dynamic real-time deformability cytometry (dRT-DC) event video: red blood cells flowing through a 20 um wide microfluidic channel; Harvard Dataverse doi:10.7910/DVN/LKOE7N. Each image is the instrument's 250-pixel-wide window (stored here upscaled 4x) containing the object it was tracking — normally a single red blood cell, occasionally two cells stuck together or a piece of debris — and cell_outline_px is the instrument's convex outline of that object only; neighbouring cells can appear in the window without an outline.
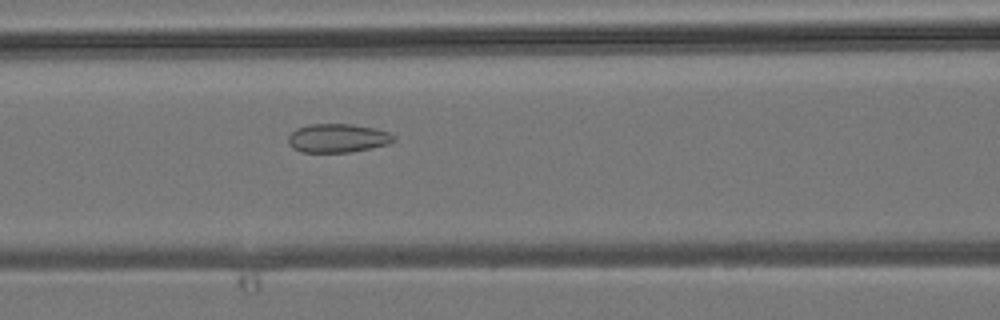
{"species": "common noctule bat (a hibernating species)", "species_latin": "Nyctalus noctula", "temperature_condition": "room temperature", "stored_images_in_passage": 31, "camera_frame_rate_fps": 3000, "um_per_image_px": 0.085, "animal": {"sex": "male", "body_mass_g": 19.2, "forearm_length_mm": 51.8}, "frame": {"image": 1, "passage_image": 8, "time_ms": 2.333, "image_size_px": [1000, 320], "cell_outline_px": [[396, 140], [388, 144], [372, 148], [348, 152], [300, 152], [292, 148], [288, 144], [288, 136], [296, 128], [308, 124], [352, 124], [392, 132], [396, 136]], "centroid_in_image_um": [28.71, 11.74], "position_along_channel_um": 137.9, "area_um2": 17.86}}
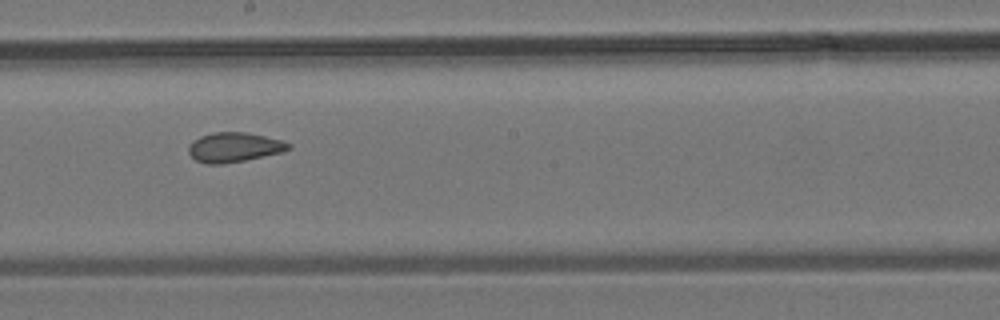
{"frame": {"image": 2, "passage_image": 14, "time_ms": 4.333, "image_size_px": [1000, 320], "cell_outline_px": [[292, 148], [280, 152], [244, 160], [224, 164], [208, 164], [196, 160], [188, 152], [188, 148], [192, 140], [200, 136], [212, 132], [244, 132], [284, 140], [292, 144]], "centroid_in_image_um": [19.9, 12.51], "position_along_channel_um": 228.3, "area_um2": 17.22}}
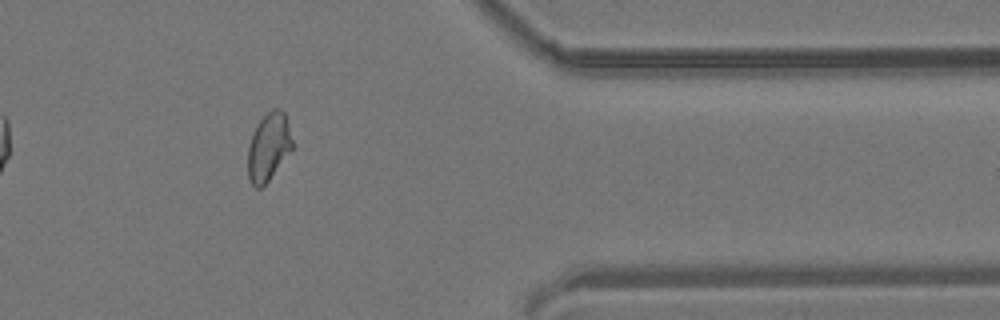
{"frame": {"image": 3, "passage_image": 26, "time_ms": 8.333, "image_size_px": [1000, 320], "cell_outline_px": [[292, 148], [268, 180], [260, 188], [256, 188], [252, 184], [248, 176], [248, 144], [260, 120], [272, 108], [280, 108], [284, 112], [288, 124], [292, 140]], "centroid_in_image_um": [22.82, 12.47], "position_along_channel_um": 388.6, "area_um2": 17.11}}